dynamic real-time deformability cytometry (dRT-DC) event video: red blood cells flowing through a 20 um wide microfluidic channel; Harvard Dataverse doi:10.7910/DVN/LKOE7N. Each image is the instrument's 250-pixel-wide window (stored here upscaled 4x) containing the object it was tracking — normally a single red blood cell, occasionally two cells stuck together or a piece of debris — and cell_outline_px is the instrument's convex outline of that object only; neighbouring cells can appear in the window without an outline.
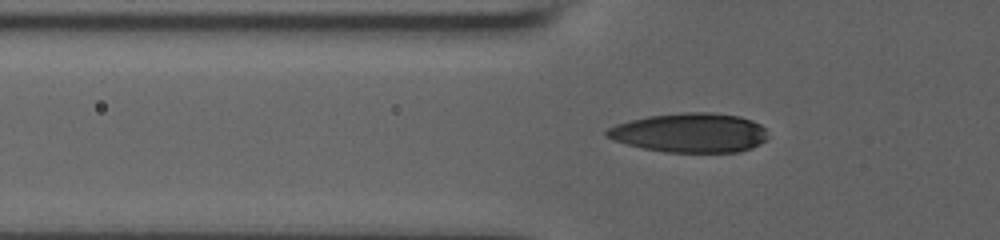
{"species": "human", "species_latin": "Homo sapiens", "temperature_condition": "room temperature", "stored_images_in_passage": 42, "camera_frame_rate_fps": 3000, "um_per_image_px": 0.085, "donor": {"sex": "male"}, "frame": {"image": 1, "passage_image": 6, "time_ms": 1.667, "image_size_px": [1000, 240], "cell_outline_px": [[768, 136], [760, 144], [752, 148], [736, 152], [668, 152], [644, 148], [628, 144], [604, 136], [604, 132], [608, 128], [616, 124], [648, 116], [684, 112], [712, 112], [740, 116], [752, 120], [760, 124], [764, 128]], "centroid_in_image_um": [58.67, 11.28], "position_along_channel_um": 67.1, "area_um2": 36.82}}
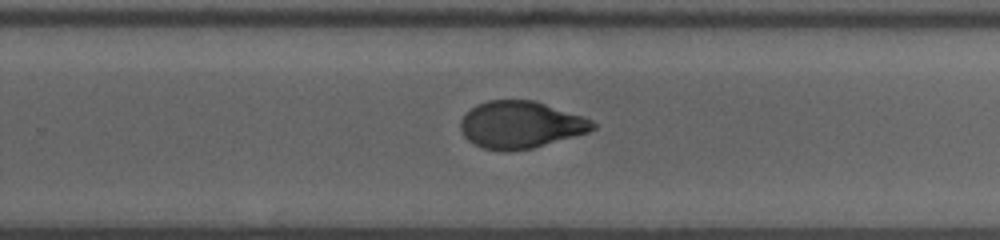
{"frame": {"image": 2, "passage_image": 24, "time_ms": 7.667, "image_size_px": [1000, 240], "cell_outline_px": [[596, 128], [588, 132], [532, 148], [504, 152], [484, 148], [472, 144], [464, 136], [460, 128], [460, 120], [476, 104], [488, 100], [532, 100], [584, 116], [592, 120], [596, 124]], "centroid_in_image_um": [44.24, 10.61], "position_along_channel_um": 285.6, "area_um2": 36.24}}
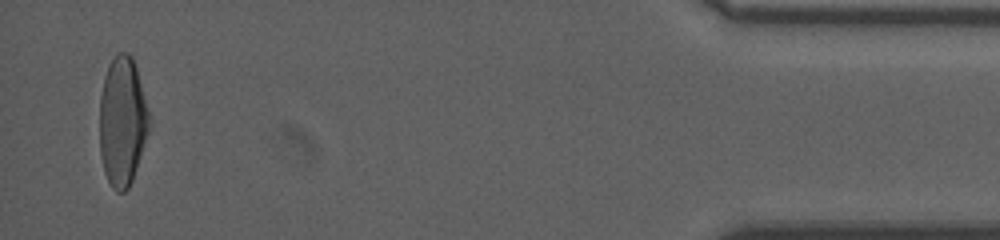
{"frame": {"image": 3, "passage_image": 41, "time_ms": 13.333, "image_size_px": [1000, 240], "cell_outline_px": [[152, 124], [132, 180], [128, 188], [124, 192], [116, 192], [112, 188], [104, 172], [100, 152], [100, 96], [104, 76], [112, 60], [120, 52], [128, 52], [132, 56], [136, 68]], "centroid_in_image_um": [10.41, 10.35], "position_along_channel_um": 424.8, "area_um2": 37.34}, "authors_computed_cell_mechanics": {"area_um2": 36.8475, "velocity_mm_per_s": 3.7211, "shape_relaxation_time_tau1_ms": null, "shape_relaxation_time_tau2_ms": 1.4229, "deformation_change_tau1": null, "deformation_change_tau2": 0.0605}}